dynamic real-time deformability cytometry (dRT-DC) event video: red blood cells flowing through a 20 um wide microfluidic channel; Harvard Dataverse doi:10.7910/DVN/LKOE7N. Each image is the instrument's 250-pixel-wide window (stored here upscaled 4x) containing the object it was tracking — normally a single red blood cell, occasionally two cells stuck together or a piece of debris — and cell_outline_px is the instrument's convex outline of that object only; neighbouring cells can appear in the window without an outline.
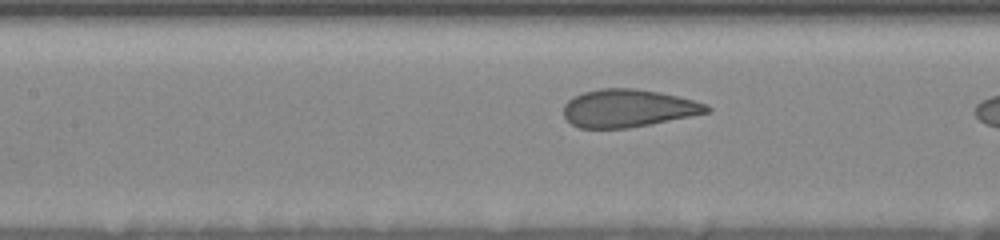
{"species": "human", "species_latin": "Homo sapiens", "temperature_condition": "room temperature", "stored_images_in_passage": 18, "camera_frame_rate_fps": 3000, "um_per_image_px": 0.085, "donor": {"sex": "female"}, "frame": {"image": 1, "passage_image": 16, "time_ms": 5.0, "image_size_px": [1000, 240], "cell_outline_px": [[712, 108], [708, 112], [652, 124], [628, 128], [580, 128], [572, 124], [564, 116], [564, 104], [568, 100], [584, 92], [600, 88], [632, 88], [660, 92], [708, 104]], "centroid_in_image_um": [53.38, 9.2], "position_along_channel_um": 154.0, "area_um2": 31.33}}